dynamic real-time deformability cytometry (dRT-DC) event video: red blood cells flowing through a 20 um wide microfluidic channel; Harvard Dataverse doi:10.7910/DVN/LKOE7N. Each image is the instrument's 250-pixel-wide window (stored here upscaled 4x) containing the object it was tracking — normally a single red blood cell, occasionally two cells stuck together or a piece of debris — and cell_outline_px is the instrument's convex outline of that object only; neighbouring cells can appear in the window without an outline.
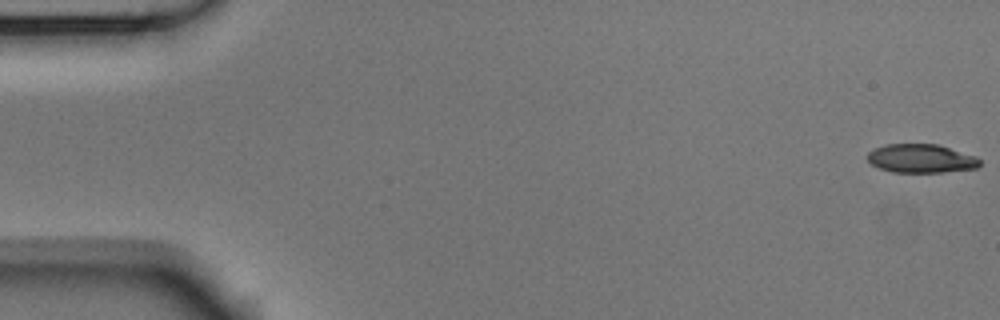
{"species": "Egyptian fruit bat (a non-hibernating species)", "species_latin": "Rousettus aegyptiacus", "temperature_condition": "room temperature", "stored_images_in_passage": 54, "camera_frame_rate_fps": 3000, "um_per_image_px": 0.085, "animal": {"sex": "male"}, "frame": {"image": 1, "passage_image": 1, "time_ms": 0.0, "image_size_px": [1000, 320], "cell_outline_px": [[980, 164], [976, 168], [944, 172], [892, 172], [880, 168], [872, 164], [868, 160], [868, 152], [872, 148], [884, 144], [940, 144], [976, 156], [980, 160]], "centroid_in_image_um": [78.29, 13.46], "position_along_channel_um": 6.7, "area_um2": 18.9}}
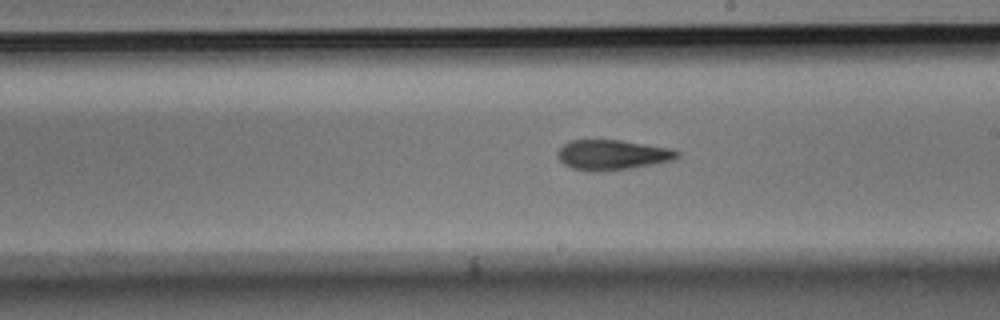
{"frame": {"image": 2, "passage_image": 31, "time_ms": 10.0, "image_size_px": [1000, 320], "cell_outline_px": [[680, 156], [672, 160], [632, 168], [600, 172], [588, 172], [572, 168], [564, 164], [556, 156], [556, 152], [568, 140], [620, 140], [672, 148], [680, 152]], "centroid_in_image_um": [52.02, 13.17], "position_along_channel_um": 237.0, "area_um2": 21.21}}
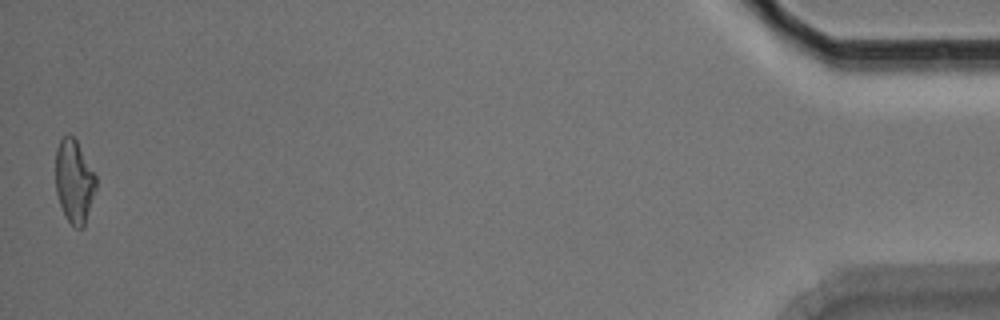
{"frame": {"image": 3, "passage_image": 54, "time_ms": 17.667, "image_size_px": [1000, 320], "cell_outline_px": [[96, 188], [84, 228], [76, 228], [64, 216], [56, 192], [56, 148], [60, 140], [68, 132], [76, 140], [96, 176]], "centroid_in_image_um": [6.3, 15.42], "position_along_channel_um": 428.9, "area_um2": 19.54}, "authors_computed_cell_mechanics": {"area_um2": 20.5768, "velocity_mm_per_s": 3.7237, "shape_relaxation_time_tau1_ms": 5.8621, "shape_relaxation_time_tau2_ms": 4.8914, "deformation_change_tau1": 0.1877, "deformation_change_tau2": 0.1502}}